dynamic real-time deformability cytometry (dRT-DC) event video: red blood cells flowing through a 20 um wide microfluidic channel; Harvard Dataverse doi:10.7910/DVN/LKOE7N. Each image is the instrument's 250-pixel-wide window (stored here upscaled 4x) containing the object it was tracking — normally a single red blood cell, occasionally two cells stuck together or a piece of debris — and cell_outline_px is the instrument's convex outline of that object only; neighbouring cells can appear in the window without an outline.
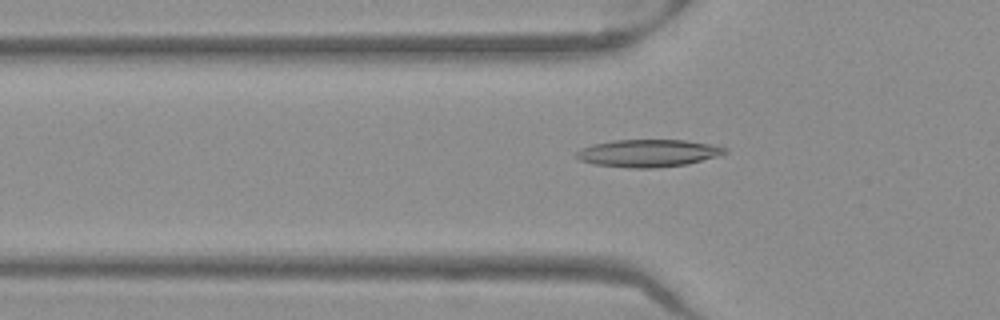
{"species": "Egyptian fruit bat (a non-hibernating species)", "species_latin": "Rousettus aegyptiacus", "temperature_condition": "warm", "stored_images_in_passage": 51, "camera_frame_rate_fps": 3000, "um_per_image_px": 0.085, "frame": {"image": 1, "passage_image": 17, "time_ms": 5.333, "image_size_px": [1000, 320], "cell_outline_px": [[728, 152], [720, 156], [688, 164], [656, 168], [628, 168], [592, 164], [580, 160], [572, 156], [580, 148], [592, 144], [612, 140], [684, 140], [712, 144], [728, 148]], "centroid_in_image_um": [55.08, 13.02], "position_along_channel_um": 70.7, "area_um2": 24.22}}
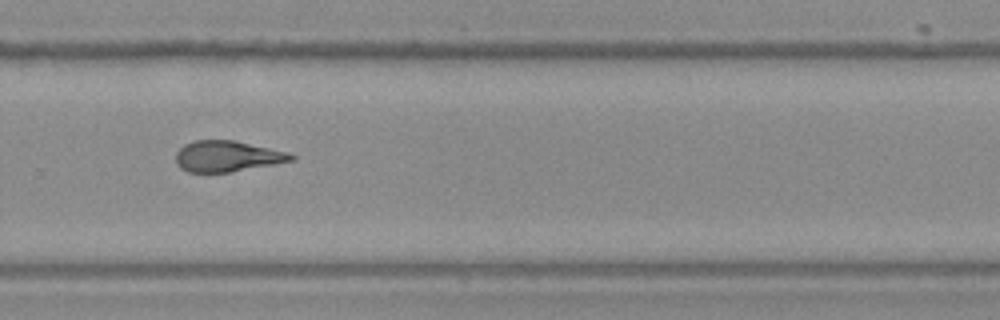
{"frame": {"image": 2, "passage_image": 35, "time_ms": 11.333, "image_size_px": [1000, 320], "cell_outline_px": [[296, 160], [276, 164], [228, 172], [188, 172], [180, 168], [176, 164], [176, 152], [184, 144], [196, 140], [232, 140], [288, 152], [296, 156]], "centroid_in_image_um": [19.31, 13.28], "position_along_channel_um": 310.5, "area_um2": 20.75}}
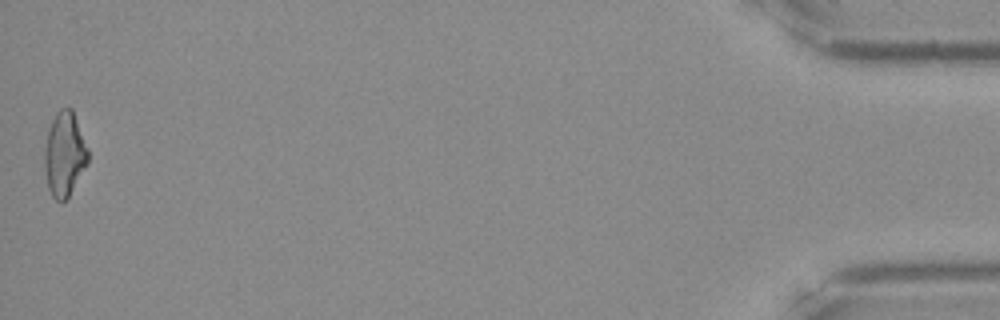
{"frame": {"image": 3, "passage_image": 51, "time_ms": 16.667, "image_size_px": [1000, 320], "cell_outline_px": [[88, 164], [68, 196], [64, 200], [56, 200], [52, 196], [48, 188], [44, 168], [44, 148], [48, 128], [56, 112], [60, 108], [72, 108], [88, 148]], "centroid_in_image_um": [5.47, 13.08], "position_along_channel_um": 429.7, "area_um2": 21.44}, "authors_computed_cell_mechanics": {"area_um2": 21.7328, "velocity_mm_per_s": 3.9885, "shape_relaxation_time_tau1_ms": null, "shape_relaxation_time_tau2_ms": 2.9908, "deformation_change_tau1": null, "deformation_change_tau2": 0.1282}}